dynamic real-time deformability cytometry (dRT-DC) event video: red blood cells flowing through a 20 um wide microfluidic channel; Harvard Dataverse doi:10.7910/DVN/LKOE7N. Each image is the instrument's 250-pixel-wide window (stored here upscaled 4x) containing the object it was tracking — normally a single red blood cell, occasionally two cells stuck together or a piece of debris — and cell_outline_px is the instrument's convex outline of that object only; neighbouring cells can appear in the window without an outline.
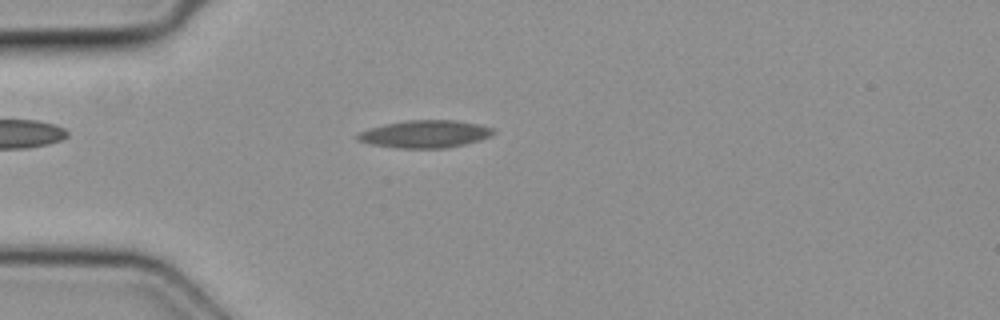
{"species": "common noctule bat (a hibernating species)", "species_latin": "Nyctalus noctula", "temperature_condition": "cold", "stored_images_in_passage": 47, "camera_frame_rate_fps": 3000, "um_per_image_px": 0.085, "animal": {"sex": "female", "body_mass_g": 19.3, "forearm_length_mm": 54.1}, "frame": {"image": 1, "passage_image": 12, "time_ms": 3.667, "image_size_px": [1000, 320], "cell_outline_px": [[496, 132], [492, 136], [480, 140], [464, 144], [444, 148], [400, 148], [372, 144], [356, 140], [356, 136], [360, 132], [368, 128], [384, 124], [408, 120], [456, 120], [496, 128]], "centroid_in_image_um": [36.15, 11.38], "position_along_channel_um": 48.8, "area_um2": 21.79}}
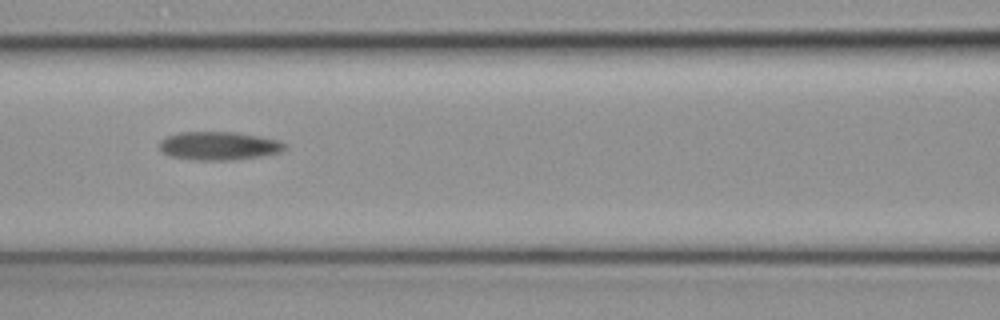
{"frame": {"image": 2, "passage_image": 20, "time_ms": 6.333, "image_size_px": [1000, 320], "cell_outline_px": [[288, 148], [280, 152], [260, 156], [228, 160], [196, 160], [168, 156], [160, 148], [160, 140], [168, 136], [180, 132], [236, 132], [260, 136], [276, 140], [284, 144]], "centroid_in_image_um": [18.59, 12.39], "position_along_channel_um": 148.0, "area_um2": 20.58}}
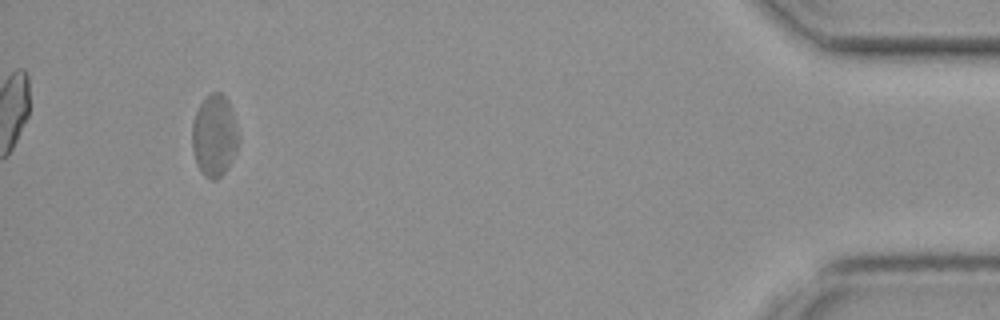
{"frame": {"image": 3, "passage_image": 44, "time_ms": 14.333, "image_size_px": [1000, 320], "cell_outline_px": [[240, 140], [236, 152], [228, 168], [216, 180], [212, 180], [204, 176], [200, 172], [196, 164], [192, 148], [192, 124], [196, 112], [200, 104], [212, 92], [220, 92], [228, 100], [236, 120]], "centroid_in_image_um": [18.24, 11.56], "position_along_channel_um": 417.0, "area_um2": 22.43}}